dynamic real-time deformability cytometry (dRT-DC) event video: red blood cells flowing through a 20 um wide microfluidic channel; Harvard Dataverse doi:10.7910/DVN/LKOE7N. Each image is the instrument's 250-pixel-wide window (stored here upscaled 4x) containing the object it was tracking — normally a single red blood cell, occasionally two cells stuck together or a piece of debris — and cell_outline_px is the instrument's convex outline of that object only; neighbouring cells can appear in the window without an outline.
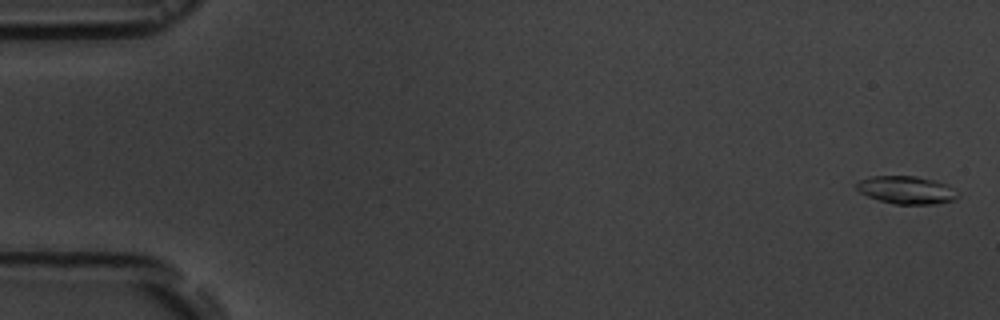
{"species": "common noctule bat (a hibernating species)", "species_latin": "Nyctalus noctula", "temperature_condition": "room temperature", "stored_images_in_passage": 5, "camera_frame_rate_fps": 3000, "um_per_image_px": 0.085, "animal": {"sex": "male", "body_mass_g": 19.5, "forearm_length_mm": 54.6}, "frame": {"image": 1, "passage_image": 1, "time_ms": 0.0, "image_size_px": [1000, 320], "cell_outline_px": [[960, 196], [956, 200], [936, 204], [896, 204], [880, 200], [868, 196], [860, 192], [856, 188], [856, 184], [860, 180], [872, 176], [916, 176], [936, 180], [948, 184], [956, 188], [960, 192]], "centroid_in_image_um": [77.15, 16.15], "position_along_channel_um": 7.8, "area_um2": 16.7}}
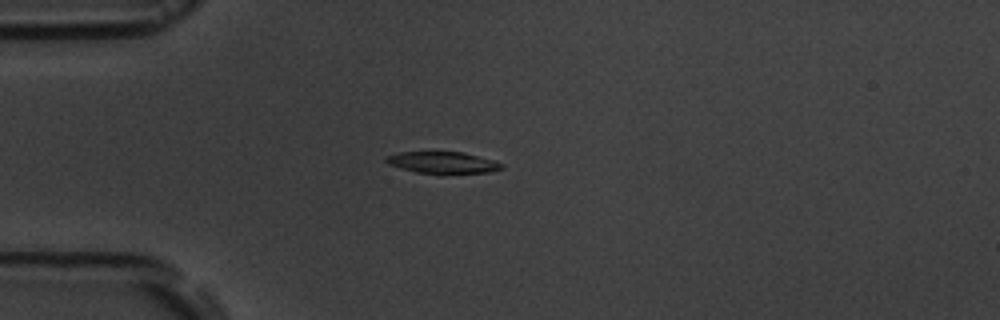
{"frame": {"image": 2, "passage_image": 5, "time_ms": 4.667, "image_size_px": [1000, 320], "cell_outline_px": [[504, 168], [488, 172], [440, 176], [416, 172], [400, 168], [388, 164], [384, 160], [384, 156], [400, 152], [464, 152], [492, 160], [504, 164]], "centroid_in_image_um": [37.62, 13.85], "position_along_channel_um": 47.4, "area_um2": 15.2}}